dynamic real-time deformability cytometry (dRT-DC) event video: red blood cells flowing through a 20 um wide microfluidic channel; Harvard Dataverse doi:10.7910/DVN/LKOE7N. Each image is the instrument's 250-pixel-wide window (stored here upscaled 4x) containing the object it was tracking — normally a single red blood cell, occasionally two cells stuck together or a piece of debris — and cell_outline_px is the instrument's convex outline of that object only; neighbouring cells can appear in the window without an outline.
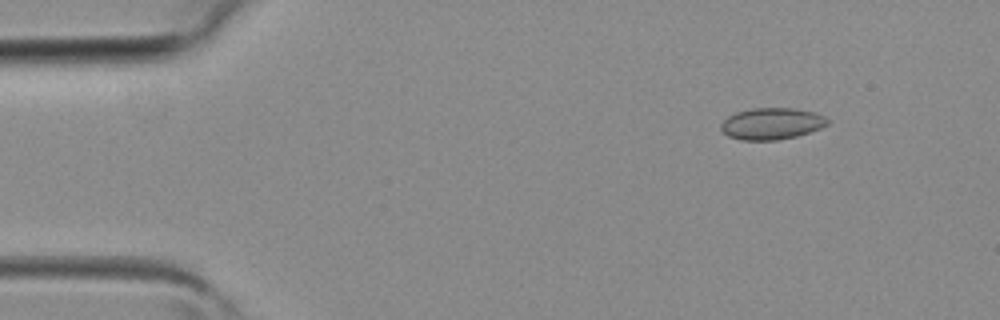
{"species": "common noctule bat (a hibernating species)", "species_latin": "Nyctalus noctula", "temperature_condition": "room temperature", "stored_images_in_passage": 4, "camera_frame_rate_fps": 3000, "um_per_image_px": 0.085, "animal": {"sex": "female", "body_mass_g": 19.3, "forearm_length_mm": 54.1}, "frame": {"image": 1, "passage_image": 2, "time_ms": 0.333, "image_size_px": [1000, 320], "cell_outline_px": [[828, 124], [820, 128], [796, 136], [776, 140], [740, 140], [728, 136], [720, 128], [720, 124], [728, 116], [736, 112], [752, 108], [792, 108], [816, 112], [824, 116], [828, 120]], "centroid_in_image_um": [65.57, 10.5], "position_along_channel_um": 19.4, "area_um2": 19.59}}
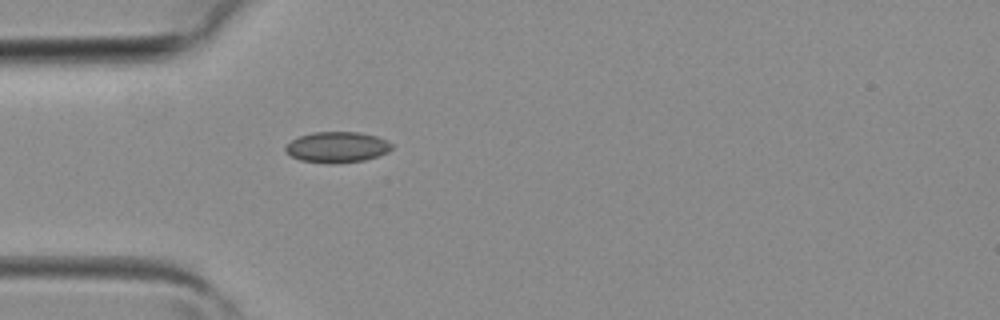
{"frame": {"image": 2, "passage_image": 4, "time_ms": 1.0, "image_size_px": [1000, 320], "cell_outline_px": [[392, 148], [388, 152], [364, 160], [336, 164], [328, 164], [300, 160], [284, 152], [284, 148], [292, 140], [300, 136], [312, 132], [360, 132], [376, 136], [388, 140], [392, 144]], "centroid_in_image_um": [28.65, 12.51], "position_along_channel_um": 56.4, "area_um2": 19.19}}